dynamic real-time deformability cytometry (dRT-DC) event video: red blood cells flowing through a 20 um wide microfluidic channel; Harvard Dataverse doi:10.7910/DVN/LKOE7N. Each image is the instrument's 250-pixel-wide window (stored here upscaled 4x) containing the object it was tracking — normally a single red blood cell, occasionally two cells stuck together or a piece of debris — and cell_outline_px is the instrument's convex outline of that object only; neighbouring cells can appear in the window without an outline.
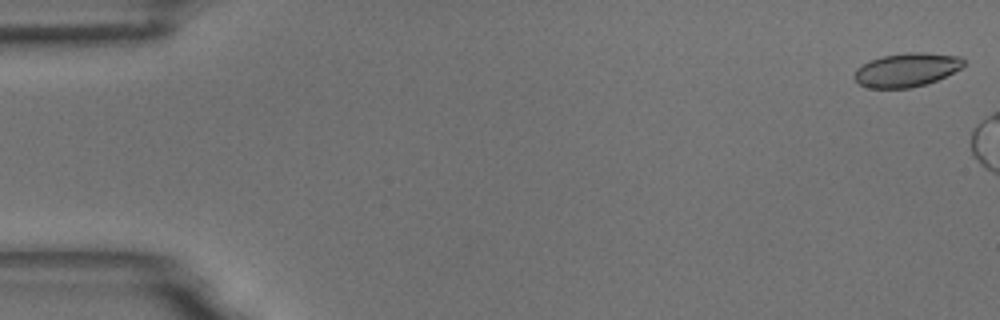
{"species": "common noctule bat (a hibernating species)", "species_latin": "Nyctalus noctula", "temperature_condition": "room temperature", "stored_images_in_passage": 4, "segment_of_instrument_passage": [1, 2], "camera_frame_rate_fps": 3000, "um_per_image_px": 0.085, "animal": {"sex": "male", "body_mass_g": 18.8}, "frame": {"image": 1, "passage_image": 1, "time_ms": 0.0, "image_size_px": [1000, 320], "cell_outline_px": [[964, 64], [960, 68], [936, 80], [924, 84], [908, 88], [868, 88], [860, 84], [852, 76], [856, 68], [868, 60], [884, 56], [912, 52], [920, 52], [960, 56], [964, 60]], "centroid_in_image_um": [77.01, 5.93], "position_along_channel_um": 8.0, "area_um2": 21.27}}